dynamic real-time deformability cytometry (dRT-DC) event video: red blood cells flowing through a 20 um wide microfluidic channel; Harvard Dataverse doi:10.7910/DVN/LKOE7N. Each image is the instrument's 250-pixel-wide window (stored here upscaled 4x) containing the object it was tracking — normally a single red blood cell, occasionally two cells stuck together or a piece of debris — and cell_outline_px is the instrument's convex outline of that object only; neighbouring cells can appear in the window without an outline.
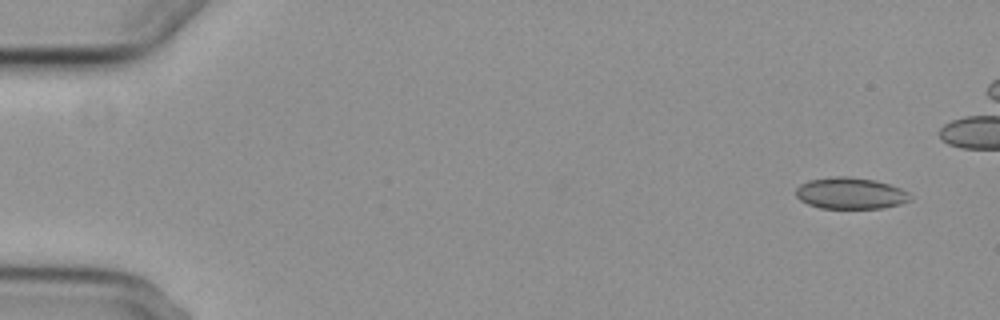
{"species": "common noctule bat (a hibernating species)", "species_latin": "Nyctalus noctula", "temperature_condition": "cold", "stored_images_in_passage": 7, "camera_frame_rate_fps": 3000, "um_per_image_px": 0.085, "animal": {"sex": "female", "body_mass_g": 29.2, "forearm_length_mm": 56.3}, "frame": {"image": 1, "passage_image": 1, "time_ms": 0.0, "image_size_px": [1000, 320], "cell_outline_px": [[912, 200], [900, 204], [884, 208], [820, 208], [808, 204], [800, 200], [796, 196], [796, 188], [800, 184], [808, 180], [832, 176], [848, 176], [876, 180], [900, 188], [908, 192], [912, 196]], "centroid_in_image_um": [72.29, 16.42], "position_along_channel_um": 12.7, "area_um2": 21.15}}